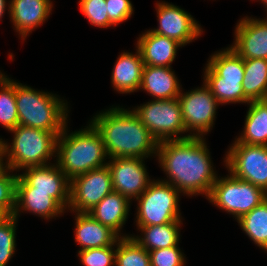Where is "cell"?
<instances>
[{"label": "cell", "mask_w": 267, "mask_h": 266, "mask_svg": "<svg viewBox=\"0 0 267 266\" xmlns=\"http://www.w3.org/2000/svg\"><path fill=\"white\" fill-rule=\"evenodd\" d=\"M201 136L158 143L157 153L162 168L169 175L170 183L188 195L210 194L216 182L209 151Z\"/></svg>", "instance_id": "6da1fadb"}, {"label": "cell", "mask_w": 267, "mask_h": 266, "mask_svg": "<svg viewBox=\"0 0 267 266\" xmlns=\"http://www.w3.org/2000/svg\"><path fill=\"white\" fill-rule=\"evenodd\" d=\"M91 123L102 136L109 158L143 159L158 149L157 140L133 111L115 107L100 113Z\"/></svg>", "instance_id": "7a4b0ae2"}, {"label": "cell", "mask_w": 267, "mask_h": 266, "mask_svg": "<svg viewBox=\"0 0 267 266\" xmlns=\"http://www.w3.org/2000/svg\"><path fill=\"white\" fill-rule=\"evenodd\" d=\"M65 132L64 128L57 137V165L70 180L107 165L103 164L107 154L102 136L93 124L68 136Z\"/></svg>", "instance_id": "3957f363"}, {"label": "cell", "mask_w": 267, "mask_h": 266, "mask_svg": "<svg viewBox=\"0 0 267 266\" xmlns=\"http://www.w3.org/2000/svg\"><path fill=\"white\" fill-rule=\"evenodd\" d=\"M15 95L19 125L50 132L66 128L67 108L57 97L16 82Z\"/></svg>", "instance_id": "277c9868"}, {"label": "cell", "mask_w": 267, "mask_h": 266, "mask_svg": "<svg viewBox=\"0 0 267 266\" xmlns=\"http://www.w3.org/2000/svg\"><path fill=\"white\" fill-rule=\"evenodd\" d=\"M10 131L15 133L12 146L9 148L7 143L1 141L4 155L8 153L5 166L9 171L47 165L46 161L56 152L57 137L62 133L22 125Z\"/></svg>", "instance_id": "5b68a950"}, {"label": "cell", "mask_w": 267, "mask_h": 266, "mask_svg": "<svg viewBox=\"0 0 267 266\" xmlns=\"http://www.w3.org/2000/svg\"><path fill=\"white\" fill-rule=\"evenodd\" d=\"M244 59L231 47L212 55L205 69L204 84L219 103L244 102Z\"/></svg>", "instance_id": "8992f818"}, {"label": "cell", "mask_w": 267, "mask_h": 266, "mask_svg": "<svg viewBox=\"0 0 267 266\" xmlns=\"http://www.w3.org/2000/svg\"><path fill=\"white\" fill-rule=\"evenodd\" d=\"M179 190L164 181L150 182L139 200L137 225H162L181 222L178 209Z\"/></svg>", "instance_id": "52a82bcc"}, {"label": "cell", "mask_w": 267, "mask_h": 266, "mask_svg": "<svg viewBox=\"0 0 267 266\" xmlns=\"http://www.w3.org/2000/svg\"><path fill=\"white\" fill-rule=\"evenodd\" d=\"M207 198L238 220L267 199V193L252 183L231 175L216 179Z\"/></svg>", "instance_id": "ba28073f"}, {"label": "cell", "mask_w": 267, "mask_h": 266, "mask_svg": "<svg viewBox=\"0 0 267 266\" xmlns=\"http://www.w3.org/2000/svg\"><path fill=\"white\" fill-rule=\"evenodd\" d=\"M133 112L158 143L168 140H182L194 136L174 137L178 133L186 132L178 98L154 100L138 107Z\"/></svg>", "instance_id": "9c48e42d"}, {"label": "cell", "mask_w": 267, "mask_h": 266, "mask_svg": "<svg viewBox=\"0 0 267 266\" xmlns=\"http://www.w3.org/2000/svg\"><path fill=\"white\" fill-rule=\"evenodd\" d=\"M225 161L230 174L267 193V146L234 143Z\"/></svg>", "instance_id": "30bf717a"}, {"label": "cell", "mask_w": 267, "mask_h": 266, "mask_svg": "<svg viewBox=\"0 0 267 266\" xmlns=\"http://www.w3.org/2000/svg\"><path fill=\"white\" fill-rule=\"evenodd\" d=\"M70 182L69 206L79 213H88L113 191L111 173L107 165L78 175Z\"/></svg>", "instance_id": "8fae6325"}, {"label": "cell", "mask_w": 267, "mask_h": 266, "mask_svg": "<svg viewBox=\"0 0 267 266\" xmlns=\"http://www.w3.org/2000/svg\"><path fill=\"white\" fill-rule=\"evenodd\" d=\"M179 102L181 105L182 120L186 131L197 130L200 136L211 129L216 115V106L219 102L211 93L210 89L204 85L186 94L180 93ZM201 133V134H200ZM200 134V135H199Z\"/></svg>", "instance_id": "7c38bea8"}, {"label": "cell", "mask_w": 267, "mask_h": 266, "mask_svg": "<svg viewBox=\"0 0 267 266\" xmlns=\"http://www.w3.org/2000/svg\"><path fill=\"white\" fill-rule=\"evenodd\" d=\"M107 167L111 173L113 191L129 200L138 198L148 187L150 179L142 158L114 157Z\"/></svg>", "instance_id": "4fadbf2b"}, {"label": "cell", "mask_w": 267, "mask_h": 266, "mask_svg": "<svg viewBox=\"0 0 267 266\" xmlns=\"http://www.w3.org/2000/svg\"><path fill=\"white\" fill-rule=\"evenodd\" d=\"M159 28L152 32L185 45L201 35V28L190 14L168 3L157 4Z\"/></svg>", "instance_id": "5bb4252c"}, {"label": "cell", "mask_w": 267, "mask_h": 266, "mask_svg": "<svg viewBox=\"0 0 267 266\" xmlns=\"http://www.w3.org/2000/svg\"><path fill=\"white\" fill-rule=\"evenodd\" d=\"M33 191L52 192V197L64 208L70 204L71 181L58 167L36 166L26 168V173L19 175Z\"/></svg>", "instance_id": "9a60e30c"}, {"label": "cell", "mask_w": 267, "mask_h": 266, "mask_svg": "<svg viewBox=\"0 0 267 266\" xmlns=\"http://www.w3.org/2000/svg\"><path fill=\"white\" fill-rule=\"evenodd\" d=\"M231 48L243 59H267V20L242 19Z\"/></svg>", "instance_id": "2e32d148"}, {"label": "cell", "mask_w": 267, "mask_h": 266, "mask_svg": "<svg viewBox=\"0 0 267 266\" xmlns=\"http://www.w3.org/2000/svg\"><path fill=\"white\" fill-rule=\"evenodd\" d=\"M21 205V206H20ZM19 207L42 217L51 218L63 212V207L52 197V192L33 191L19 175L16 180L15 210L17 218Z\"/></svg>", "instance_id": "e0dca14e"}, {"label": "cell", "mask_w": 267, "mask_h": 266, "mask_svg": "<svg viewBox=\"0 0 267 266\" xmlns=\"http://www.w3.org/2000/svg\"><path fill=\"white\" fill-rule=\"evenodd\" d=\"M50 0H11L9 13L17 31L26 37L31 30L38 27L51 13Z\"/></svg>", "instance_id": "ac0fdd59"}, {"label": "cell", "mask_w": 267, "mask_h": 266, "mask_svg": "<svg viewBox=\"0 0 267 266\" xmlns=\"http://www.w3.org/2000/svg\"><path fill=\"white\" fill-rule=\"evenodd\" d=\"M179 46L177 41L152 31L145 32L137 42L144 65L149 66L170 67Z\"/></svg>", "instance_id": "d6986e66"}, {"label": "cell", "mask_w": 267, "mask_h": 266, "mask_svg": "<svg viewBox=\"0 0 267 266\" xmlns=\"http://www.w3.org/2000/svg\"><path fill=\"white\" fill-rule=\"evenodd\" d=\"M75 241L82 246L81 250L115 246L120 239L113 230L95 220L88 213L77 212Z\"/></svg>", "instance_id": "ffe728a7"}, {"label": "cell", "mask_w": 267, "mask_h": 266, "mask_svg": "<svg viewBox=\"0 0 267 266\" xmlns=\"http://www.w3.org/2000/svg\"><path fill=\"white\" fill-rule=\"evenodd\" d=\"M176 78L170 67L144 65L140 89L156 100L178 98L181 92Z\"/></svg>", "instance_id": "44dd1931"}, {"label": "cell", "mask_w": 267, "mask_h": 266, "mask_svg": "<svg viewBox=\"0 0 267 266\" xmlns=\"http://www.w3.org/2000/svg\"><path fill=\"white\" fill-rule=\"evenodd\" d=\"M144 62L139 49L133 55L127 52L121 54L112 72V84L117 91L131 93L140 89Z\"/></svg>", "instance_id": "7402d4cb"}, {"label": "cell", "mask_w": 267, "mask_h": 266, "mask_svg": "<svg viewBox=\"0 0 267 266\" xmlns=\"http://www.w3.org/2000/svg\"><path fill=\"white\" fill-rule=\"evenodd\" d=\"M129 199L112 191L88 212L95 220L109 227L117 235L129 212Z\"/></svg>", "instance_id": "603a6c76"}, {"label": "cell", "mask_w": 267, "mask_h": 266, "mask_svg": "<svg viewBox=\"0 0 267 266\" xmlns=\"http://www.w3.org/2000/svg\"><path fill=\"white\" fill-rule=\"evenodd\" d=\"M244 135L235 143L267 146V99L250 101Z\"/></svg>", "instance_id": "cb8c5ba5"}, {"label": "cell", "mask_w": 267, "mask_h": 266, "mask_svg": "<svg viewBox=\"0 0 267 266\" xmlns=\"http://www.w3.org/2000/svg\"><path fill=\"white\" fill-rule=\"evenodd\" d=\"M244 95L250 100L267 99V59H244Z\"/></svg>", "instance_id": "d4e9b609"}, {"label": "cell", "mask_w": 267, "mask_h": 266, "mask_svg": "<svg viewBox=\"0 0 267 266\" xmlns=\"http://www.w3.org/2000/svg\"><path fill=\"white\" fill-rule=\"evenodd\" d=\"M181 222H170L162 225L138 226L145 234L144 238H134L148 252L161 248L177 246L179 225Z\"/></svg>", "instance_id": "484cf974"}, {"label": "cell", "mask_w": 267, "mask_h": 266, "mask_svg": "<svg viewBox=\"0 0 267 266\" xmlns=\"http://www.w3.org/2000/svg\"><path fill=\"white\" fill-rule=\"evenodd\" d=\"M243 231L267 251V199L238 219Z\"/></svg>", "instance_id": "4316f807"}, {"label": "cell", "mask_w": 267, "mask_h": 266, "mask_svg": "<svg viewBox=\"0 0 267 266\" xmlns=\"http://www.w3.org/2000/svg\"><path fill=\"white\" fill-rule=\"evenodd\" d=\"M0 123L8 130L19 125L16 106L15 82L0 73Z\"/></svg>", "instance_id": "83f0119b"}, {"label": "cell", "mask_w": 267, "mask_h": 266, "mask_svg": "<svg viewBox=\"0 0 267 266\" xmlns=\"http://www.w3.org/2000/svg\"><path fill=\"white\" fill-rule=\"evenodd\" d=\"M117 243V266H151L150 254L133 237H122Z\"/></svg>", "instance_id": "f1b7e54d"}, {"label": "cell", "mask_w": 267, "mask_h": 266, "mask_svg": "<svg viewBox=\"0 0 267 266\" xmlns=\"http://www.w3.org/2000/svg\"><path fill=\"white\" fill-rule=\"evenodd\" d=\"M15 216H7L0 222V266H6L15 252Z\"/></svg>", "instance_id": "f546056e"}, {"label": "cell", "mask_w": 267, "mask_h": 266, "mask_svg": "<svg viewBox=\"0 0 267 266\" xmlns=\"http://www.w3.org/2000/svg\"><path fill=\"white\" fill-rule=\"evenodd\" d=\"M8 168L0 174V210L6 216H12L15 210L17 175L7 174Z\"/></svg>", "instance_id": "4dcf8cb0"}, {"label": "cell", "mask_w": 267, "mask_h": 266, "mask_svg": "<svg viewBox=\"0 0 267 266\" xmlns=\"http://www.w3.org/2000/svg\"><path fill=\"white\" fill-rule=\"evenodd\" d=\"M79 5L81 12L88 18L92 25L103 28L114 25L108 19L105 0H80Z\"/></svg>", "instance_id": "1f68e13d"}, {"label": "cell", "mask_w": 267, "mask_h": 266, "mask_svg": "<svg viewBox=\"0 0 267 266\" xmlns=\"http://www.w3.org/2000/svg\"><path fill=\"white\" fill-rule=\"evenodd\" d=\"M79 255L84 266H111L116 262V250L112 246L85 249Z\"/></svg>", "instance_id": "d6a6232c"}, {"label": "cell", "mask_w": 267, "mask_h": 266, "mask_svg": "<svg viewBox=\"0 0 267 266\" xmlns=\"http://www.w3.org/2000/svg\"><path fill=\"white\" fill-rule=\"evenodd\" d=\"M151 266H183L184 257L178 246L149 251Z\"/></svg>", "instance_id": "836d02e7"}, {"label": "cell", "mask_w": 267, "mask_h": 266, "mask_svg": "<svg viewBox=\"0 0 267 266\" xmlns=\"http://www.w3.org/2000/svg\"><path fill=\"white\" fill-rule=\"evenodd\" d=\"M107 5L108 19L117 25L127 20L133 13L130 0H105Z\"/></svg>", "instance_id": "e575fe53"}, {"label": "cell", "mask_w": 267, "mask_h": 266, "mask_svg": "<svg viewBox=\"0 0 267 266\" xmlns=\"http://www.w3.org/2000/svg\"><path fill=\"white\" fill-rule=\"evenodd\" d=\"M3 156H5L4 155V153H3V150H2V148L0 147V174L4 171V170H6L5 168H6V166H4L3 167Z\"/></svg>", "instance_id": "d590c367"}, {"label": "cell", "mask_w": 267, "mask_h": 266, "mask_svg": "<svg viewBox=\"0 0 267 266\" xmlns=\"http://www.w3.org/2000/svg\"><path fill=\"white\" fill-rule=\"evenodd\" d=\"M6 0H0V19L5 11Z\"/></svg>", "instance_id": "8d00e7d4"}, {"label": "cell", "mask_w": 267, "mask_h": 266, "mask_svg": "<svg viewBox=\"0 0 267 266\" xmlns=\"http://www.w3.org/2000/svg\"><path fill=\"white\" fill-rule=\"evenodd\" d=\"M7 216L0 210V222L4 220Z\"/></svg>", "instance_id": "74e56055"}, {"label": "cell", "mask_w": 267, "mask_h": 266, "mask_svg": "<svg viewBox=\"0 0 267 266\" xmlns=\"http://www.w3.org/2000/svg\"><path fill=\"white\" fill-rule=\"evenodd\" d=\"M262 2L265 3V5H267V0H261ZM267 7V6H266Z\"/></svg>", "instance_id": "f35d334b"}]
</instances>
